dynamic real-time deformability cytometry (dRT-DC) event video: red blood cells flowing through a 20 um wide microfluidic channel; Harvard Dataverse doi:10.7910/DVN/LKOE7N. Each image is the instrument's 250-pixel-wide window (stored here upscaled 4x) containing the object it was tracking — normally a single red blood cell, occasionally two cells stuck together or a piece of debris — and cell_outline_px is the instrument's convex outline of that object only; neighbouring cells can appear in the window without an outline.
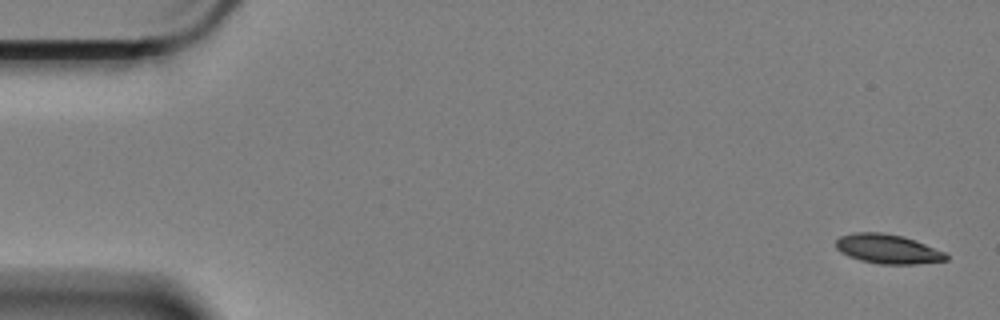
{"species": "Egyptian fruit bat (a non-hibernating species)", "species_latin": "Rousettus aegyptiacus", "temperature_condition": "cold", "stored_images_in_passage": 16, "camera_frame_rate_fps": 3000, "um_per_image_px": 0.085, "animal": {"sex": "female"}, "frame": {"image": 1, "passage_image": 1, "time_ms": 0.0, "image_size_px": [1000, 320], "cell_outline_px": [[948, 260], [916, 264], [880, 264], [860, 260], [848, 256], [840, 252], [836, 248], [836, 240], [840, 236], [856, 232], [880, 232], [900, 236], [924, 244], [944, 252], [948, 256]], "centroid_in_image_um": [75.42, 21.17], "position_along_channel_um": 9.6, "area_um2": 18.61}}
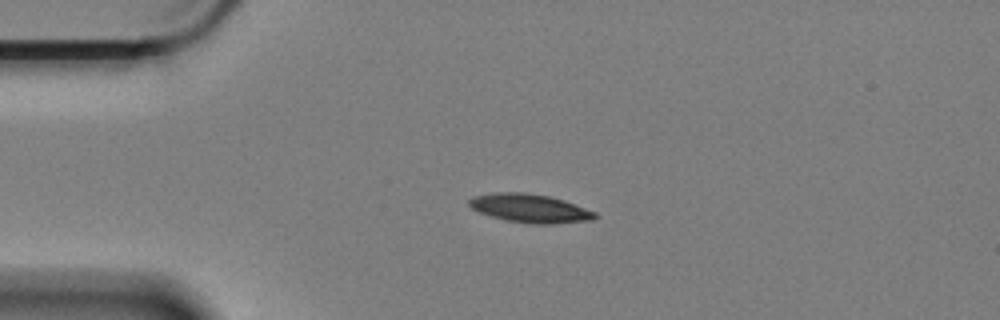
{"frame": {"image": 2, "passage_image": 13, "time_ms": 4.0, "image_size_px": [1000, 320], "cell_outline_px": [[600, 216], [592, 220], [552, 224], [532, 224], [508, 220], [492, 216], [480, 212], [472, 208], [468, 204], [468, 200], [472, 196], [492, 192], [524, 192], [548, 196], [564, 200], [596, 212]], "centroid_in_image_um": [45.06, 17.7], "position_along_channel_um": 39.9, "area_um2": 20.98}}